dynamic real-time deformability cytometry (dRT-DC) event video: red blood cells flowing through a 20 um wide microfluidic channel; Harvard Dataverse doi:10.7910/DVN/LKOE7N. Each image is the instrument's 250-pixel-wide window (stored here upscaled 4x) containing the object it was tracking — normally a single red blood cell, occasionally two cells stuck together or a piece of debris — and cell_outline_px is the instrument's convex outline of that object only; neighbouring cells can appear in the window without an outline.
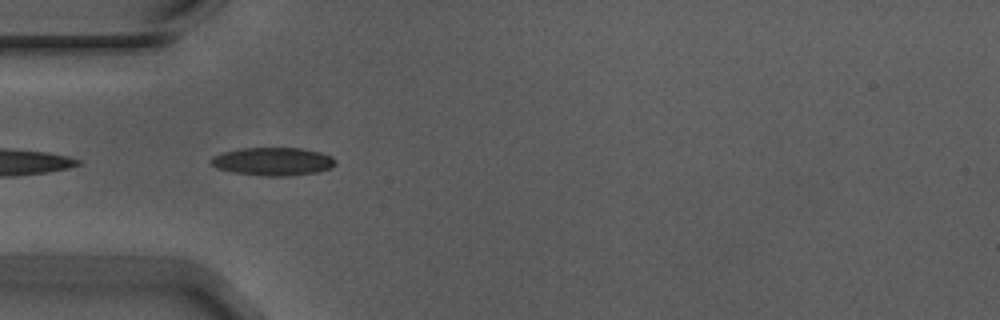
{"species": "Egyptian fruit bat (a non-hibernating species)", "species_latin": "Rousettus aegyptiacus", "temperature_condition": "warm", "stored_images_in_passage": 27, "camera_frame_rate_fps": 3000, "um_per_image_px": 0.085, "animal": {"sex": "male"}, "frame": {"image": 1, "passage_image": 2, "time_ms": 0.333, "image_size_px": [1000, 320], "cell_outline_px": [[336, 164], [332, 168], [316, 172], [288, 176], [264, 176], [232, 172], [216, 168], [208, 160], [212, 156], [224, 152], [240, 148], [300, 148], [320, 152], [332, 156], [336, 160]], "centroid_in_image_um": [23.2, 13.72], "position_along_channel_um": 61.8, "area_um2": 20.52}}
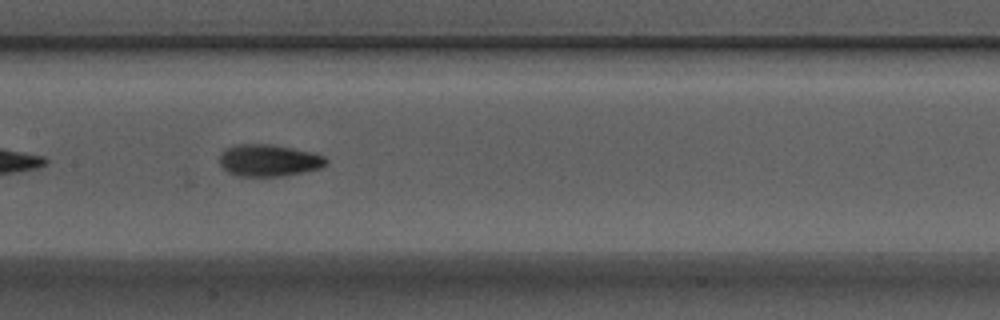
{"frame": {"image": 2, "passage_image": 12, "time_ms": 3.667, "image_size_px": [1000, 320], "cell_outline_px": [[328, 164], [320, 168], [304, 172], [284, 176], [236, 176], [228, 172], [220, 164], [220, 152], [236, 144], [272, 144], [312, 152], [324, 156], [328, 160]], "centroid_in_image_um": [22.86, 13.63], "position_along_channel_um": 184.5, "area_um2": 19.94}}
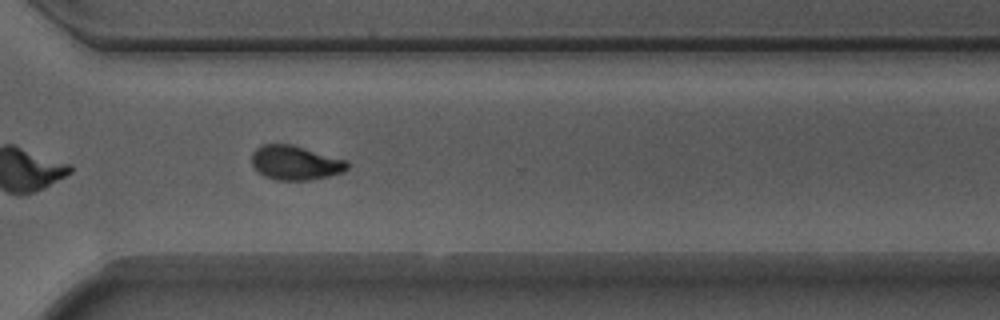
{"frame": {"image": 3, "passage_image": 25, "time_ms": 8.0, "image_size_px": [1000, 320], "cell_outline_px": [[348, 168], [344, 172], [312, 180], [276, 180], [264, 176], [252, 164], [252, 152], [260, 144], [292, 144], [348, 160]], "centroid_in_image_um": [25.12, 13.83], "position_along_channel_um": 345.5, "area_um2": 19.25}, "authors_computed_cell_mechanics": {"area_um2": 19.4786, "velocity_mm_per_s": 3.7161, "shape_relaxation_time_tau1_ms": 4.8481, "shape_relaxation_time_tau2_ms": 2.2381, "deformation_change_tau1": 0.1539, "deformation_change_tau2": 0.0798}}